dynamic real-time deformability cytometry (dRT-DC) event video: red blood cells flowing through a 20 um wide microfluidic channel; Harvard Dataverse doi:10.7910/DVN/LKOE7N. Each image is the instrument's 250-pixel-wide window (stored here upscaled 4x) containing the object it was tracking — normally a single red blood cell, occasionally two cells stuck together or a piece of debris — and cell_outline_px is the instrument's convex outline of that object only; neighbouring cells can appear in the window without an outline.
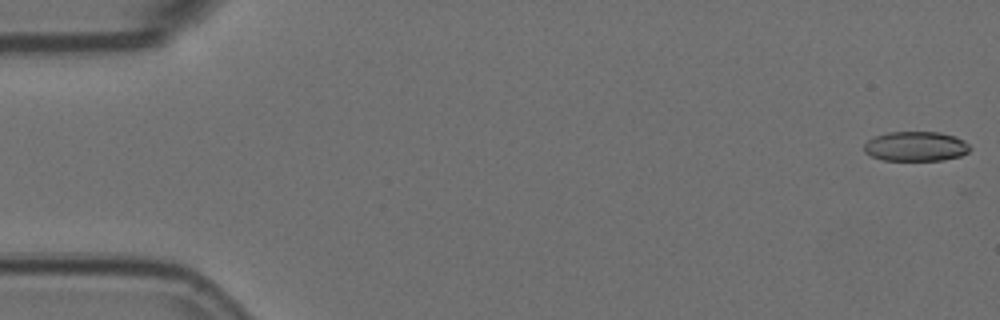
{"species": "Egyptian fruit bat (a non-hibernating species)", "species_latin": "Rousettus aegyptiacus", "temperature_condition": "room temperature", "stored_images_in_passage": 57, "camera_frame_rate_fps": 3000, "um_per_image_px": 0.085, "animal": {"sex": "female"}, "frame": {"image": 1, "passage_image": 1, "time_ms": 0.0, "image_size_px": [1000, 320], "cell_outline_px": [[972, 148], [968, 152], [960, 156], [944, 160], [884, 160], [872, 156], [864, 152], [864, 144], [868, 140], [876, 136], [888, 132], [940, 132], [956, 136], [964, 140]], "centroid_in_image_um": [77.87, 12.43], "position_along_channel_um": 7.1, "area_um2": 18.38}}
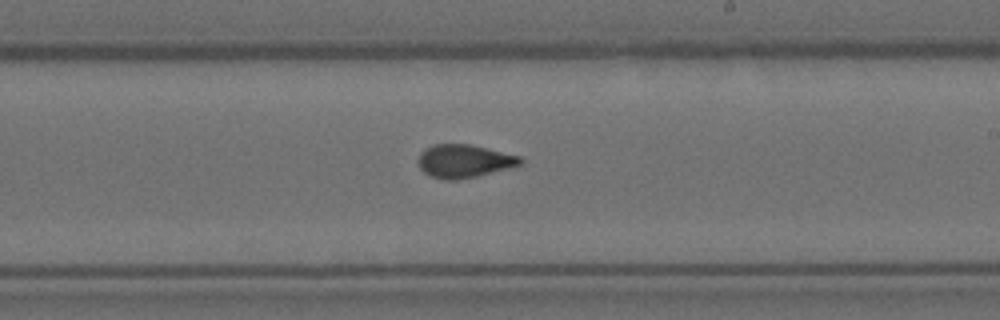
{"frame": {"image": 2, "passage_image": 33, "time_ms": 10.667, "image_size_px": [1000, 320], "cell_outline_px": [[524, 164], [476, 176], [456, 180], [444, 180], [432, 176], [424, 172], [420, 168], [420, 152], [424, 148], [436, 144], [468, 144], [520, 156], [524, 160]], "centroid_in_image_um": [39.47, 13.69], "position_along_channel_um": 249.5, "area_um2": 19.48}}
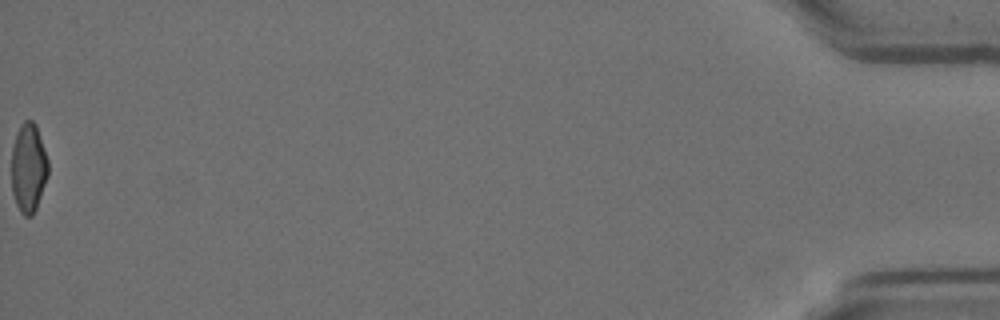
{"frame": {"image": 3, "passage_image": 57, "time_ms": 18.667, "image_size_px": [1000, 320], "cell_outline_px": [[48, 176], [36, 208], [32, 216], [24, 216], [20, 212], [16, 204], [12, 192], [12, 148], [20, 124], [24, 120], [32, 120], [36, 124], [48, 160]], "centroid_in_image_um": [2.42, 14.27], "position_along_channel_um": 432.8, "area_um2": 19.02}, "authors_computed_cell_mechanics": {"area_um2": 19.5364, "velocity_mm_per_s": 3.6039, "shape_relaxation_time_tau1_ms": 9.8033, "shape_relaxation_time_tau2_ms": 1.3234, "deformation_change_tau1": 0.2085, "deformation_change_tau2": 0.0665}}